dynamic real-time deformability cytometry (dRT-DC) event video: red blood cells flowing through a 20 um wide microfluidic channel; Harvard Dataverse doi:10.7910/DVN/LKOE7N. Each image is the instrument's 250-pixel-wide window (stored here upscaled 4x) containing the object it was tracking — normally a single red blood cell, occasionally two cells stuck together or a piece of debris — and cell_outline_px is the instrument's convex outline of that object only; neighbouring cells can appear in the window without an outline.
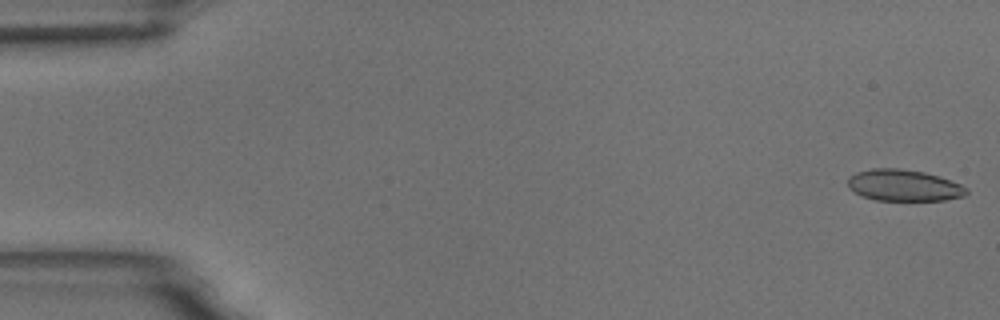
{"species": "common noctule bat (a hibernating species)", "species_latin": "Nyctalus noctula", "temperature_condition": "room temperature", "stored_images_in_passage": 54, "camera_frame_rate_fps": 3000, "um_per_image_px": 0.085, "animal": {"sex": "male", "body_mass_g": 18.8}, "frame": {"image": 1, "passage_image": 1, "time_ms": 0.0, "image_size_px": [1000, 320], "cell_outline_px": [[968, 192], [964, 196], [944, 200], [876, 200], [860, 196], [848, 188], [848, 176], [856, 172], [872, 168], [900, 168], [924, 172], [960, 184], [968, 188]], "centroid_in_image_um": [76.77, 15.75], "position_along_channel_um": 8.2, "area_um2": 21.79}}
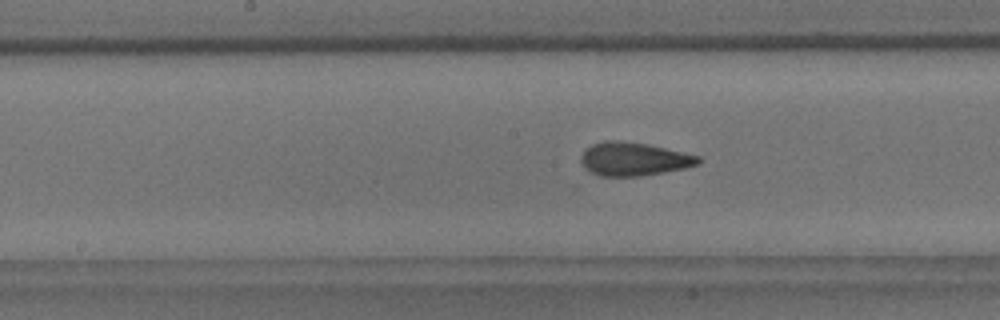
{"frame": {"image": 2, "passage_image": 27, "time_ms": 8.667, "image_size_px": [1000, 320], "cell_outline_px": [[704, 160], [700, 164], [684, 168], [664, 172], [640, 176], [600, 176], [584, 168], [580, 160], [580, 156], [592, 144], [604, 140], [616, 140], [648, 144], [700, 156]], "centroid_in_image_um": [53.89, 13.52], "position_along_channel_um": 194.3, "area_um2": 22.89}}
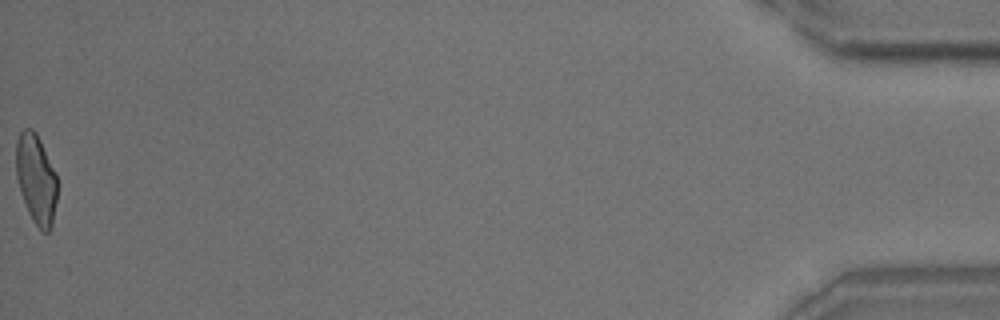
{"frame": {"image": 3, "passage_image": 54, "time_ms": 17.667, "image_size_px": [1000, 320], "cell_outline_px": [[56, 200], [52, 224], [48, 232], [44, 232], [32, 220], [28, 212], [16, 176], [16, 140], [20, 132], [24, 128], [32, 128], [36, 132], [56, 172]], "centroid_in_image_um": [3.06, 15.17], "position_along_channel_um": 432.1, "area_um2": 21.27}, "authors_computed_cell_mechanics": {"area_um2": 22.3975, "velocity_mm_per_s": 3.7543, "shape_relaxation_time_tau1_ms": 4.0419, "shape_relaxation_time_tau2_ms": 1.308, "deformation_change_tau1": 0.1414, "deformation_change_tau2": 0.0774}}